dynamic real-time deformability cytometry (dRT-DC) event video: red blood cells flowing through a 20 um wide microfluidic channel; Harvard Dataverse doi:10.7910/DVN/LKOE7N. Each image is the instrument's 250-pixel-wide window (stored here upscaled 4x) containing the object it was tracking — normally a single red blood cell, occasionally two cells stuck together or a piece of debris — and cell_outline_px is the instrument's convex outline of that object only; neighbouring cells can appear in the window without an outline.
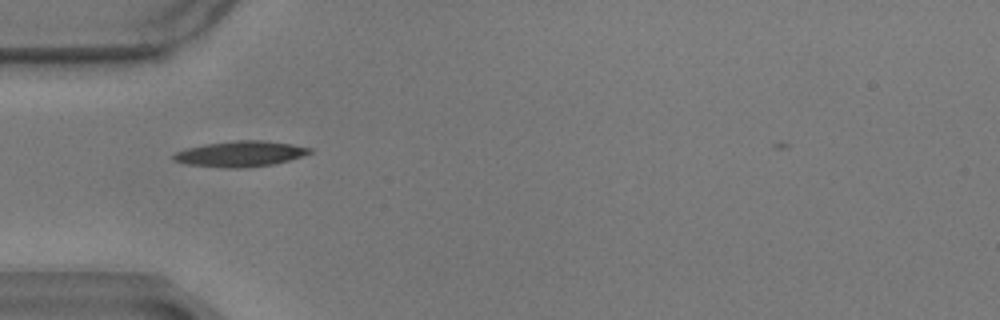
{"species": "common noctule bat (a hibernating species)", "species_latin": "Nyctalus noctula", "temperature_condition": "warm", "stored_images_in_passage": 42, "camera_frame_rate_fps": 3000, "um_per_image_px": 0.085, "animal": {"sex": "male", "body_mass_g": 17.9}, "frame": {"image": 1, "passage_image": 1, "time_ms": 0.0, "image_size_px": [1000, 320], "cell_outline_px": [[312, 152], [288, 160], [272, 164], [248, 168], [224, 168], [184, 164], [172, 160], [172, 156], [176, 152], [188, 148], [204, 144], [236, 140], [264, 140], [292, 144], [312, 148]], "centroid_in_image_um": [20.39, 13.08], "position_along_channel_um": 64.6, "area_um2": 20.4}}
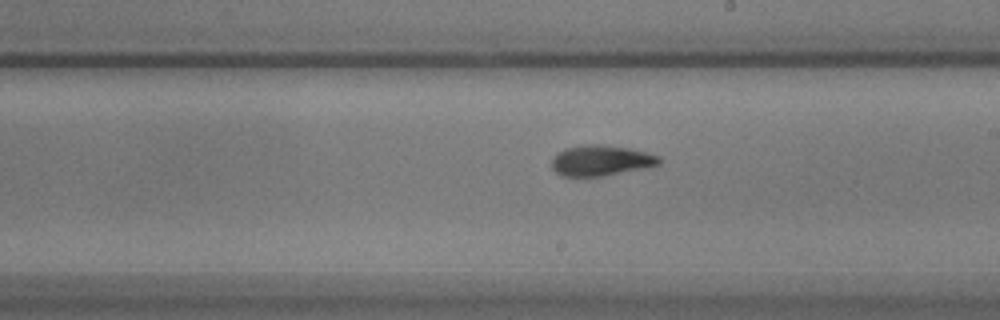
{"frame": {"image": 2, "passage_image": 16, "time_ms": 5.0, "image_size_px": [1000, 320], "cell_outline_px": [[660, 164], [644, 168], [600, 176], [564, 176], [556, 172], [552, 168], [552, 160], [564, 148], [588, 144], [600, 144], [628, 148], [660, 156]], "centroid_in_image_um": [51.08, 13.64], "position_along_channel_um": 237.9, "area_um2": 18.79}}
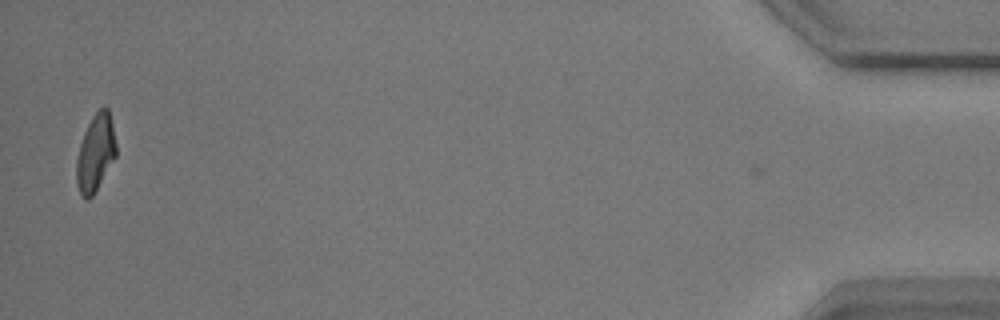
{"frame": {"image": 3, "passage_image": 40, "time_ms": 13.0, "image_size_px": [1000, 320], "cell_outline_px": [[116, 156], [92, 196], [88, 200], [84, 200], [76, 184], [76, 160], [80, 144], [84, 132], [92, 116], [104, 104], [108, 108], [112, 124], [116, 144]], "centroid_in_image_um": [8.11, 12.99], "position_along_channel_um": 427.1, "area_um2": 17.74}, "authors_computed_cell_mechanics": {"area_um2": 18.5538, "velocity_mm_per_s": 3.4692, "shape_relaxation_time_tau1_ms": 3.909, "shape_relaxation_time_tau2_ms": 2.7513, "deformation_change_tau1": 0.1696, "deformation_change_tau2": 0.0932}}